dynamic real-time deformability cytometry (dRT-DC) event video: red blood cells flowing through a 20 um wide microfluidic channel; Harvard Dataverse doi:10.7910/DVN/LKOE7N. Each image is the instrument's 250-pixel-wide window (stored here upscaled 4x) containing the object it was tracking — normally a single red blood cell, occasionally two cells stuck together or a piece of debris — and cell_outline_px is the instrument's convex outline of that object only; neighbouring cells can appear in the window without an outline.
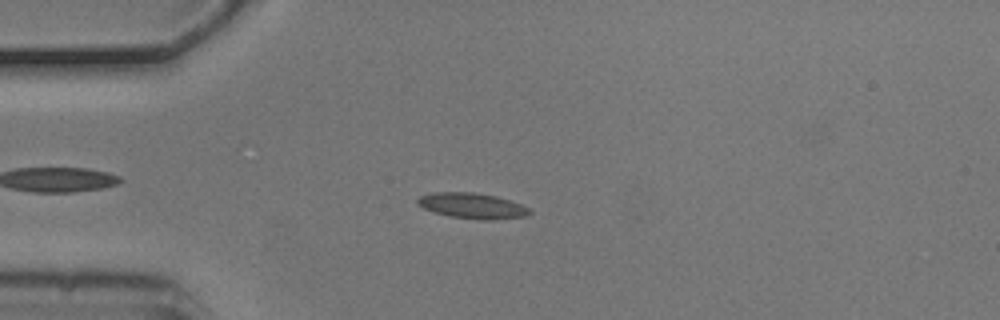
{"species": "common noctule bat (a hibernating species)", "species_latin": "Nyctalus noctula", "temperature_condition": "cold", "stored_images_in_passage": 9, "camera_frame_rate_fps": 3000, "um_per_image_px": 0.085, "animal": {"sex": "male", "body_mass_g": 20.5, "forearm_length_mm": 52.5}, "frame": {"image": 1, "passage_image": 4, "time_ms": 1.0, "image_size_px": [1000, 320], "cell_outline_px": [[532, 212], [528, 216], [488, 220], [484, 220], [452, 216], [432, 212], [416, 204], [416, 200], [420, 196], [432, 192], [472, 192], [496, 196], [532, 208]], "centroid_in_image_um": [40.14, 17.48], "position_along_channel_um": 44.9, "area_um2": 16.7}}
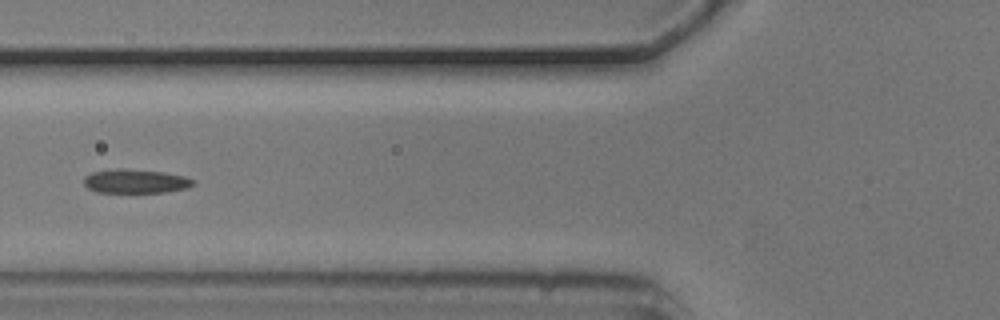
{"frame": {"image": 2, "passage_image": 6, "time_ms": 1.667, "image_size_px": [1000, 320], "cell_outline_px": [[196, 184], [188, 188], [164, 192], [96, 192], [88, 188], [84, 184], [84, 176], [92, 172], [116, 168], [124, 168], [164, 172], [184, 176], [196, 180]], "centroid_in_image_um": [11.54, 15.39], "position_along_channel_um": 114.3, "area_um2": 15.43}}
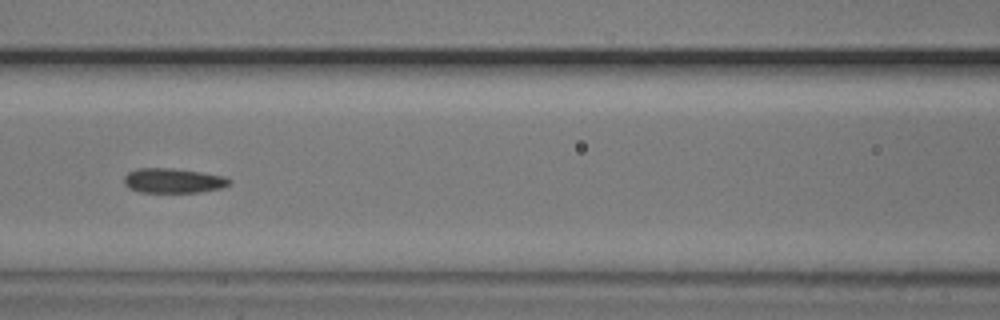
{"frame": {"image": 3, "passage_image": 7, "time_ms": 2.0, "image_size_px": [1000, 320], "cell_outline_px": [[232, 184], [220, 188], [200, 192], [140, 192], [128, 188], [124, 184], [124, 176], [128, 172], [136, 168], [172, 168], [200, 172], [224, 176], [232, 180]], "centroid_in_image_um": [14.71, 15.35], "position_along_channel_um": 151.9, "area_um2": 15.26}}